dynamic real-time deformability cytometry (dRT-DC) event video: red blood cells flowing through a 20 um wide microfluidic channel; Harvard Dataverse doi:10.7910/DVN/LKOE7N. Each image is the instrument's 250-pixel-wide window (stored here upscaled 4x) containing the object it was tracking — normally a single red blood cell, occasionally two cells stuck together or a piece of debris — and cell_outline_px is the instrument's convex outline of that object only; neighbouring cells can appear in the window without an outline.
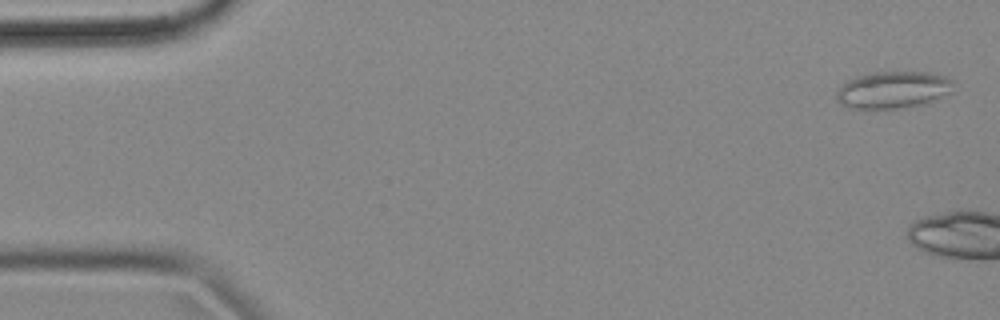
{"species": "common noctule bat (a hibernating species)", "species_latin": "Nyctalus noctula", "temperature_condition": "cold", "stored_images_in_passage": 11, "camera_frame_rate_fps": 3000, "um_per_image_px": 0.085, "animal": {"sex": "female", "body_mass_g": 18.4}, "frame": {"image": 1, "passage_image": 2, "time_ms": 0.333, "image_size_px": [1000, 320], "cell_outline_px": [[952, 92], [924, 104], [896, 108], [848, 108], [840, 104], [836, 100], [836, 92], [848, 80], [856, 76], [876, 72], [928, 72], [944, 76], [952, 80]], "centroid_in_image_um": [75.89, 7.63], "position_along_channel_um": 9.1, "area_um2": 25.03}}